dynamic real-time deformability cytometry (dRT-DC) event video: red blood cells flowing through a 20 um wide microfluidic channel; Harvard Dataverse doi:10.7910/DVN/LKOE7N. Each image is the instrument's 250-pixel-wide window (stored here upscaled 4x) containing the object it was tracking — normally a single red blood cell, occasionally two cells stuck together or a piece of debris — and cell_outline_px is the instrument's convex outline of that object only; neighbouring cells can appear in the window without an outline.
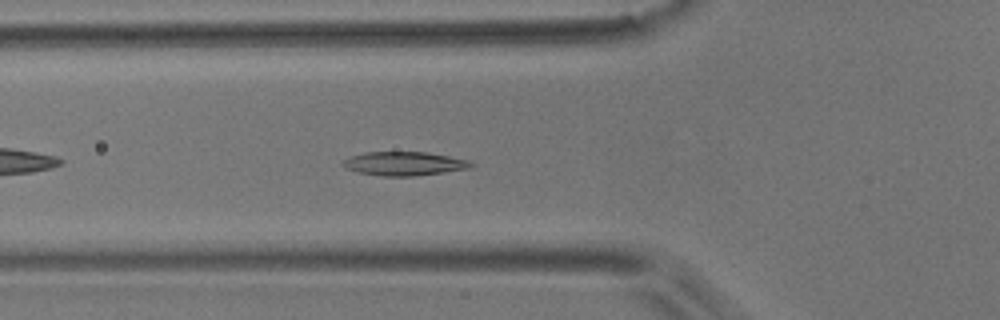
{"species": "common noctule bat (a hibernating species)", "species_latin": "Nyctalus noctula", "temperature_condition": "room temperature", "stored_images_in_passage": 44, "camera_frame_rate_fps": 3000, "um_per_image_px": 0.085, "animal": {"sex": "male", "body_mass_g": 17.9}, "frame": {"image": 1, "passage_image": 7, "time_ms": 2.0, "image_size_px": [1000, 320], "cell_outline_px": [[476, 164], [468, 168], [444, 172], [412, 176], [380, 176], [360, 172], [348, 168], [340, 164], [348, 156], [364, 152], [428, 152], [468, 160]], "centroid_in_image_um": [34.34, 13.9], "position_along_channel_um": 91.5, "area_um2": 17.69}}
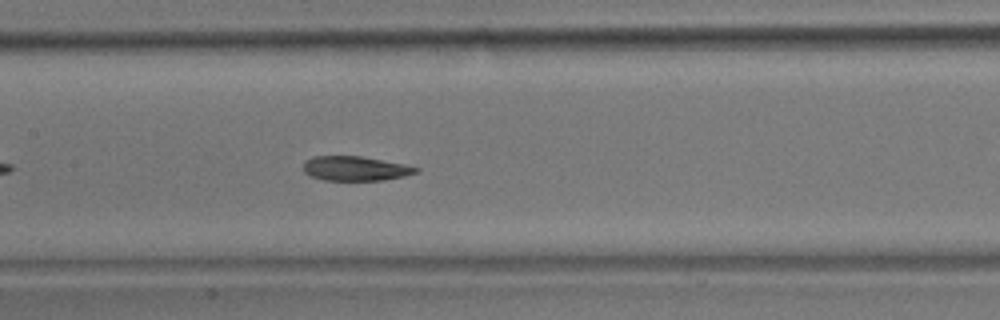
{"frame": {"image": 2, "passage_image": 14, "time_ms": 4.333, "image_size_px": [1000, 320], "cell_outline_px": [[420, 172], [404, 176], [384, 180], [324, 180], [308, 176], [304, 172], [304, 160], [312, 156], [360, 156], [404, 164], [420, 168]], "centroid_in_image_um": [30.19, 14.32], "position_along_channel_um": 177.2, "area_um2": 16.18}}
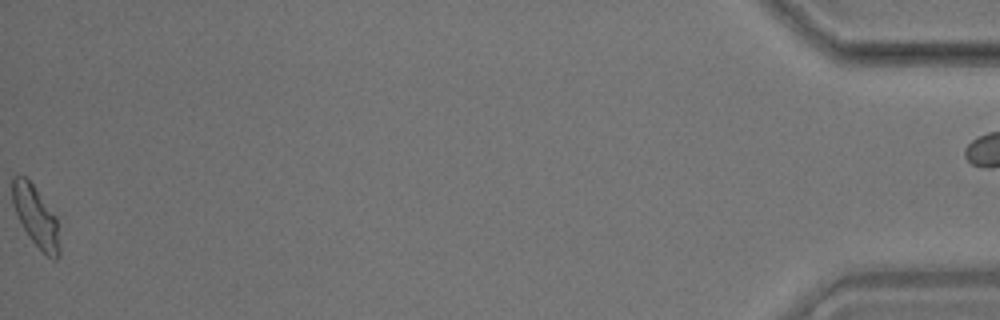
{"frame": {"image": 3, "passage_image": 43, "time_ms": 14.0, "image_size_px": [1000, 320], "cell_outline_px": [[60, 256], [56, 260], [52, 260], [28, 236], [12, 204], [12, 176], [20, 172], [32, 184], [56, 216], [60, 244]], "centroid_in_image_um": [3.05, 18.38], "position_along_channel_um": 432.2, "area_um2": 16.59}}